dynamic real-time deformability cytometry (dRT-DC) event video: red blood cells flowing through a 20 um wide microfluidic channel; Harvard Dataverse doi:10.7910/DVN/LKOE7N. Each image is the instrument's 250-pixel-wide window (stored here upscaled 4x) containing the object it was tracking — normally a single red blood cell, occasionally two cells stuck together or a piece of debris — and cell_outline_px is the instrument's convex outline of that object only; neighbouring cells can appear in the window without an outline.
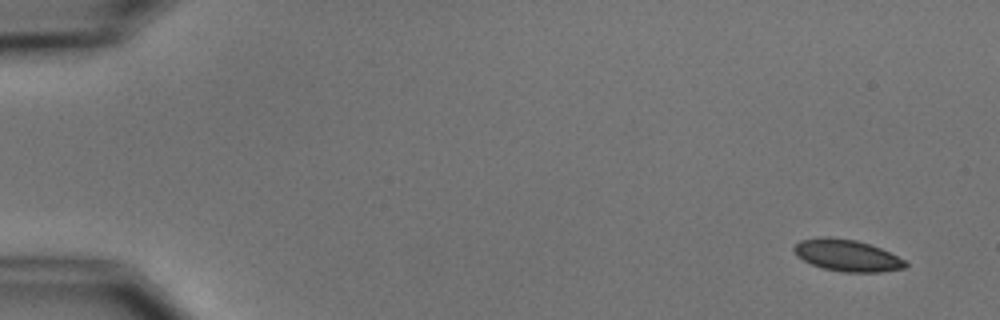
{"species": "common noctule bat (a hibernating species)", "species_latin": "Nyctalus noctula", "temperature_condition": "cold", "stored_images_in_passage": 5, "camera_frame_rate_fps": 3000, "um_per_image_px": 0.085, "animal": {"sex": "male", "body_mass_g": 15.6}, "frame": {"image": 1, "passage_image": 1, "time_ms": 0.0, "image_size_px": [1000, 320], "cell_outline_px": [[908, 264], [904, 268], [880, 272], [844, 272], [824, 268], [812, 264], [796, 256], [792, 248], [800, 240], [820, 236], [828, 236], [856, 240], [880, 248], [904, 260]], "centroid_in_image_um": [71.95, 21.7], "position_along_channel_um": 13.0, "area_um2": 20.46}}
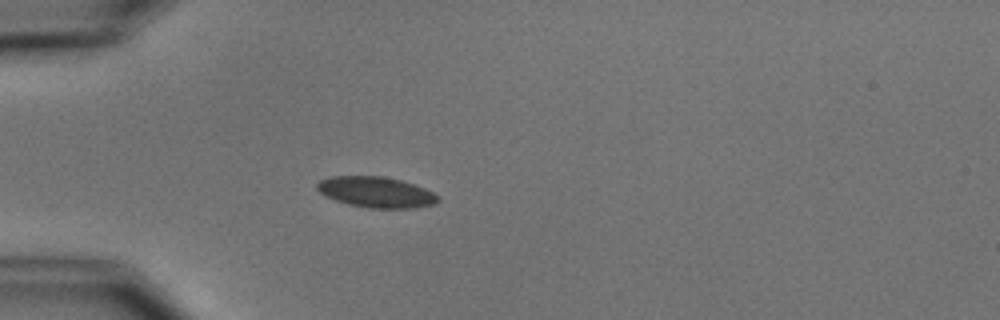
{"frame": {"image": 2, "passage_image": 4, "time_ms": 4.333, "image_size_px": [1000, 320], "cell_outline_px": [[440, 200], [436, 204], [416, 208], [368, 208], [348, 204], [324, 196], [316, 188], [316, 184], [320, 180], [332, 176], [384, 176], [400, 180], [424, 188], [440, 196]], "centroid_in_image_um": [31.98, 16.34], "position_along_channel_um": 53.0, "area_um2": 21.79}}